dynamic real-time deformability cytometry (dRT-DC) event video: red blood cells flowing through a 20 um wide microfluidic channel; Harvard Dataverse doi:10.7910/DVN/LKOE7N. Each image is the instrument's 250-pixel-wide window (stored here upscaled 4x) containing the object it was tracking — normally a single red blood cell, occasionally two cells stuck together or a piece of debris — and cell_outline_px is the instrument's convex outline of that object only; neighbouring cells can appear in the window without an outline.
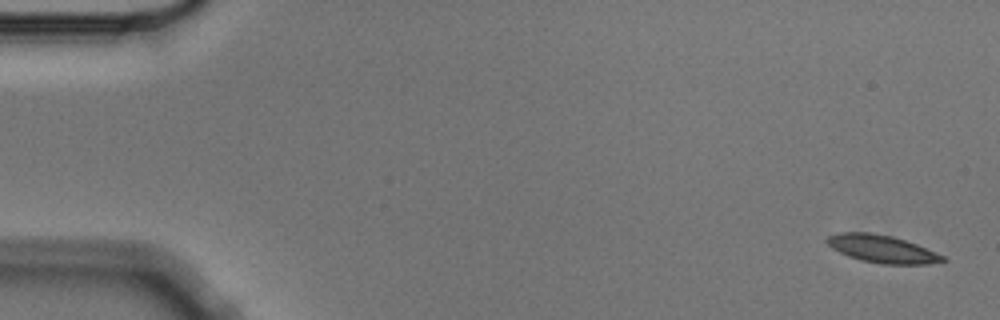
{"species": "Egyptian fruit bat (a non-hibernating species)", "species_latin": "Rousettus aegyptiacus", "temperature_condition": "cold", "stored_images_in_passage": 5, "segment_of_instrument_passage": [1, 2], "camera_frame_rate_fps": 3000, "um_per_image_px": 0.085, "animal": {"sex": "male"}, "frame": {"image": 1, "passage_image": 1, "time_ms": 0.0, "image_size_px": [1000, 320], "cell_outline_px": [[948, 260], [928, 264], [880, 264], [860, 260], [848, 256], [832, 248], [824, 240], [828, 236], [836, 232], [872, 232], [892, 236], [916, 244], [936, 252], [944, 256]], "centroid_in_image_um": [74.95, 21.15], "position_along_channel_um": 10.1, "area_um2": 18.73}}